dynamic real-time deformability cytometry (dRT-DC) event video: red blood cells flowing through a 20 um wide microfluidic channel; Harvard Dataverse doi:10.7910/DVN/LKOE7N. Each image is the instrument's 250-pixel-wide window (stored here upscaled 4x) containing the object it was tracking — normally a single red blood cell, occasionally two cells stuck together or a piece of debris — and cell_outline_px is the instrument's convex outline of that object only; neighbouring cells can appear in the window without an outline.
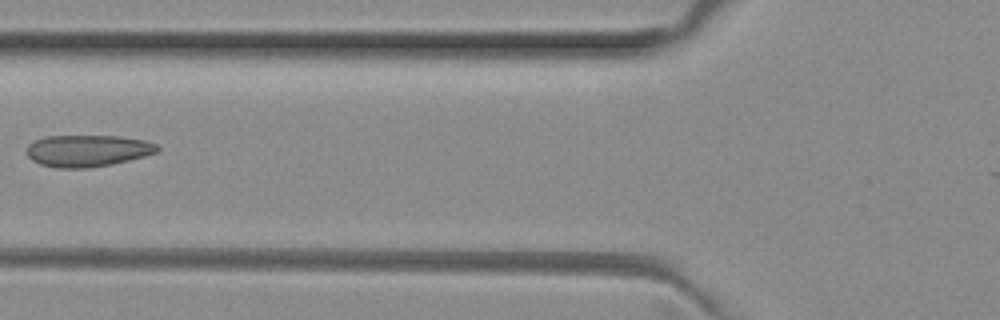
{"species": "common noctule bat (a hibernating species)", "species_latin": "Nyctalus noctula", "temperature_condition": "room temperature", "stored_images_in_passage": 4, "camera_frame_rate_fps": 3000, "um_per_image_px": 0.085, "animal": {"sex": "female", "body_mass_g": 29.2, "forearm_length_mm": 56.3}, "frame": {"image": 1, "passage_image": 4, "time_ms": 1.0, "image_size_px": [1000, 320], "cell_outline_px": [[160, 148], [156, 152], [144, 156], [112, 164], [88, 168], [56, 168], [40, 164], [32, 160], [28, 156], [28, 144], [36, 140], [48, 136], [116, 136], [144, 140], [156, 144]], "centroid_in_image_um": [7.44, 12.82], "position_along_channel_um": 118.4, "area_um2": 23.99}}